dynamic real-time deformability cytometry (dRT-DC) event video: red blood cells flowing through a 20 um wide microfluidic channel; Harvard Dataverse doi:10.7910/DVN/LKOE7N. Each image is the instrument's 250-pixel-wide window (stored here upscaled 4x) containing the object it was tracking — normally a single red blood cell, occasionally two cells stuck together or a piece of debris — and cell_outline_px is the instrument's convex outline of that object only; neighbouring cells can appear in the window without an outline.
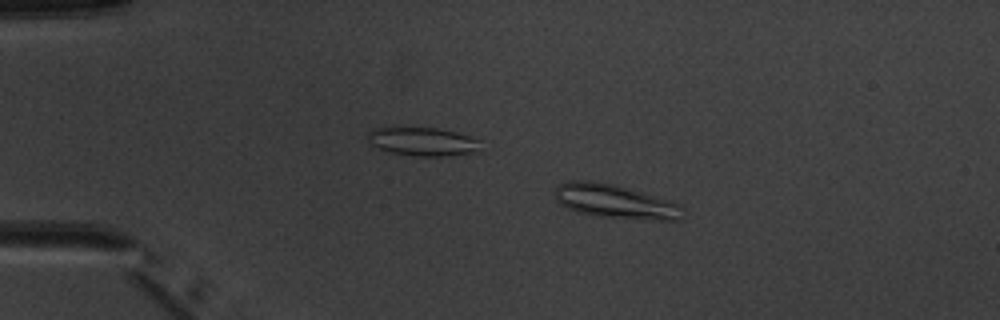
{"species": "common noctule bat (a hibernating species)", "species_latin": "Nyctalus noctula", "temperature_condition": "warm", "stored_images_in_passage": 6, "camera_frame_rate_fps": 3000, "um_per_image_px": 0.085, "animal": {"sex": "male", "body_mass_g": 20.1, "forearm_length_mm": 53.5}, "frame": {"image": 1, "passage_image": 5, "time_ms": 4.667, "image_size_px": [1000, 320], "cell_outline_px": [[684, 216], [680, 220], [652, 220], [596, 216], [576, 212], [560, 204], [556, 200], [556, 188], [560, 184], [568, 180], [584, 180], [612, 184], [644, 192], [680, 204], [684, 208]], "centroid_in_image_um": [52.33, 17.14], "position_along_channel_um": 32.7, "area_um2": 25.37}}